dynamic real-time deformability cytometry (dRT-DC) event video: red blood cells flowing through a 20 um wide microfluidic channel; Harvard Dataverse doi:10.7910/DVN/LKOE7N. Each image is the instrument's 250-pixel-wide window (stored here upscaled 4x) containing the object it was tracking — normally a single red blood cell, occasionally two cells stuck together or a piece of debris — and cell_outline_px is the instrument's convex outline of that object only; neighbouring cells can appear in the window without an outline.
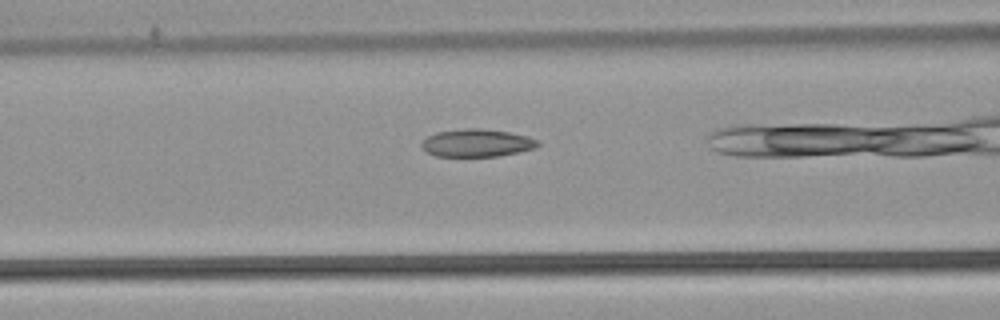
{"species": "common noctule bat (a hibernating species)", "species_latin": "Nyctalus noctula", "temperature_condition": "warm", "stored_images_in_passage": 33, "camera_frame_rate_fps": 3000, "um_per_image_px": 0.085, "animal": {"sex": "male", "body_mass_g": 21.5, "forearm_length_mm": 52.0}, "frame": {"image": 1, "passage_image": 13, "time_ms": 4.0, "image_size_px": [1000, 320], "cell_outline_px": [[540, 144], [536, 148], [520, 152], [500, 156], [436, 156], [428, 152], [420, 144], [428, 136], [436, 132], [464, 128], [480, 128], [508, 132], [528, 136], [540, 140]], "centroid_in_image_um": [40.59, 12.15], "position_along_channel_um": 126.0, "area_um2": 18.84}}
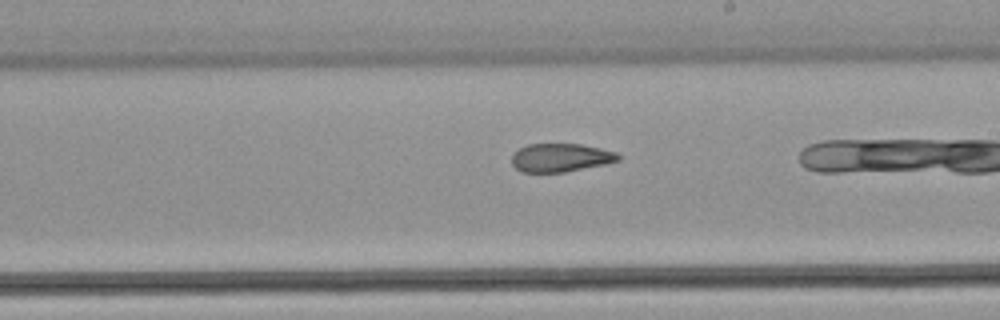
{"frame": {"image": 2, "passage_image": 22, "time_ms": 7.0, "image_size_px": [1000, 320], "cell_outline_px": [[620, 160], [608, 164], [564, 172], [520, 172], [512, 164], [512, 156], [520, 148], [528, 144], [580, 144], [600, 148], [616, 152], [620, 156]], "centroid_in_image_um": [47.68, 13.41], "position_along_channel_um": 241.3, "area_um2": 17.63}}
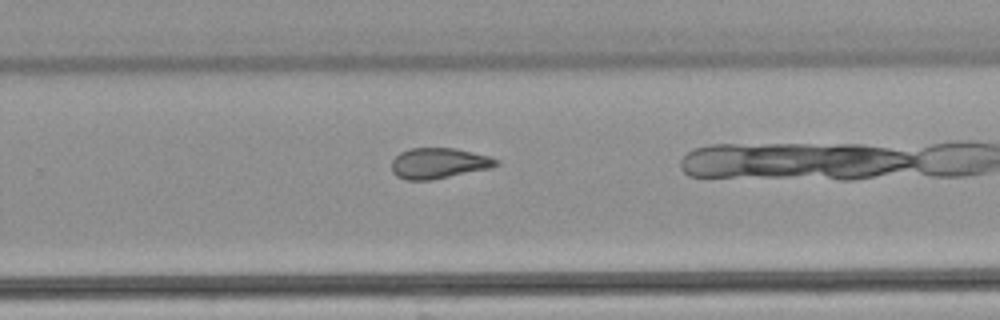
{"frame": {"image": 3, "passage_image": 26, "time_ms": 8.333, "image_size_px": [1000, 320], "cell_outline_px": [[500, 164], [488, 168], [432, 180], [404, 180], [396, 176], [392, 172], [392, 160], [400, 152], [408, 148], [456, 148], [488, 156], [500, 160]], "centroid_in_image_um": [37.26, 13.87], "position_along_channel_um": 292.5, "area_um2": 18.67}}